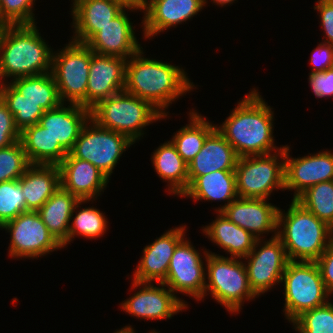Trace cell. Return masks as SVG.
I'll return each instance as SVG.
<instances>
[{
    "instance_id": "obj_1",
    "label": "cell",
    "mask_w": 333,
    "mask_h": 333,
    "mask_svg": "<svg viewBox=\"0 0 333 333\" xmlns=\"http://www.w3.org/2000/svg\"><path fill=\"white\" fill-rule=\"evenodd\" d=\"M273 108L258 90L252 89L238 102L226 120L216 129L232 145L239 157L265 155L284 148L274 146Z\"/></svg>"
},
{
    "instance_id": "obj_2",
    "label": "cell",
    "mask_w": 333,
    "mask_h": 333,
    "mask_svg": "<svg viewBox=\"0 0 333 333\" xmlns=\"http://www.w3.org/2000/svg\"><path fill=\"white\" fill-rule=\"evenodd\" d=\"M143 50L132 55L126 64L124 91L148 101L162 115L173 101L195 86L182 67L144 58Z\"/></svg>"
},
{
    "instance_id": "obj_3",
    "label": "cell",
    "mask_w": 333,
    "mask_h": 333,
    "mask_svg": "<svg viewBox=\"0 0 333 333\" xmlns=\"http://www.w3.org/2000/svg\"><path fill=\"white\" fill-rule=\"evenodd\" d=\"M36 24L9 25L0 50L1 81L51 72L53 50Z\"/></svg>"
},
{
    "instance_id": "obj_4",
    "label": "cell",
    "mask_w": 333,
    "mask_h": 333,
    "mask_svg": "<svg viewBox=\"0 0 333 333\" xmlns=\"http://www.w3.org/2000/svg\"><path fill=\"white\" fill-rule=\"evenodd\" d=\"M277 237L289 261L315 262L333 242L330 227L295 199L286 213L278 210Z\"/></svg>"
},
{
    "instance_id": "obj_5",
    "label": "cell",
    "mask_w": 333,
    "mask_h": 333,
    "mask_svg": "<svg viewBox=\"0 0 333 333\" xmlns=\"http://www.w3.org/2000/svg\"><path fill=\"white\" fill-rule=\"evenodd\" d=\"M165 117L167 115H162L148 101L124 90L90 109V118L99 126L122 133L134 143L145 134L144 127Z\"/></svg>"
},
{
    "instance_id": "obj_6",
    "label": "cell",
    "mask_w": 333,
    "mask_h": 333,
    "mask_svg": "<svg viewBox=\"0 0 333 333\" xmlns=\"http://www.w3.org/2000/svg\"><path fill=\"white\" fill-rule=\"evenodd\" d=\"M206 261V284L204 296L210 292L228 312L240 311L245 300L255 299L248 283L247 270L242 258L224 257L211 251H204ZM239 259V260H238Z\"/></svg>"
},
{
    "instance_id": "obj_7",
    "label": "cell",
    "mask_w": 333,
    "mask_h": 333,
    "mask_svg": "<svg viewBox=\"0 0 333 333\" xmlns=\"http://www.w3.org/2000/svg\"><path fill=\"white\" fill-rule=\"evenodd\" d=\"M281 283L285 296L283 311L291 323L302 313L331 301L316 262L289 261Z\"/></svg>"
},
{
    "instance_id": "obj_8",
    "label": "cell",
    "mask_w": 333,
    "mask_h": 333,
    "mask_svg": "<svg viewBox=\"0 0 333 333\" xmlns=\"http://www.w3.org/2000/svg\"><path fill=\"white\" fill-rule=\"evenodd\" d=\"M284 159L285 146L273 154L239 157L235 168L238 197L268 200L273 190L284 191Z\"/></svg>"
},
{
    "instance_id": "obj_9",
    "label": "cell",
    "mask_w": 333,
    "mask_h": 333,
    "mask_svg": "<svg viewBox=\"0 0 333 333\" xmlns=\"http://www.w3.org/2000/svg\"><path fill=\"white\" fill-rule=\"evenodd\" d=\"M91 63V49L84 43L69 41L59 52H53L51 74L62 103L86 107V92Z\"/></svg>"
},
{
    "instance_id": "obj_10",
    "label": "cell",
    "mask_w": 333,
    "mask_h": 333,
    "mask_svg": "<svg viewBox=\"0 0 333 333\" xmlns=\"http://www.w3.org/2000/svg\"><path fill=\"white\" fill-rule=\"evenodd\" d=\"M133 144L126 135L99 126L89 118L69 153L92 163L110 179L123 152Z\"/></svg>"
},
{
    "instance_id": "obj_11",
    "label": "cell",
    "mask_w": 333,
    "mask_h": 333,
    "mask_svg": "<svg viewBox=\"0 0 333 333\" xmlns=\"http://www.w3.org/2000/svg\"><path fill=\"white\" fill-rule=\"evenodd\" d=\"M10 233L11 258H38L63 246L50 233L37 211H25L5 223L1 230Z\"/></svg>"
},
{
    "instance_id": "obj_12",
    "label": "cell",
    "mask_w": 333,
    "mask_h": 333,
    "mask_svg": "<svg viewBox=\"0 0 333 333\" xmlns=\"http://www.w3.org/2000/svg\"><path fill=\"white\" fill-rule=\"evenodd\" d=\"M271 237L266 241L263 237L257 239L251 252L242 258L245 259L249 286L256 298L269 291L276 283H281L289 262L281 240L277 235Z\"/></svg>"
},
{
    "instance_id": "obj_13",
    "label": "cell",
    "mask_w": 333,
    "mask_h": 333,
    "mask_svg": "<svg viewBox=\"0 0 333 333\" xmlns=\"http://www.w3.org/2000/svg\"><path fill=\"white\" fill-rule=\"evenodd\" d=\"M184 238L175 248L170 260L166 280L163 282L174 294H188L197 301L203 299L206 267L202 255Z\"/></svg>"
},
{
    "instance_id": "obj_14",
    "label": "cell",
    "mask_w": 333,
    "mask_h": 333,
    "mask_svg": "<svg viewBox=\"0 0 333 333\" xmlns=\"http://www.w3.org/2000/svg\"><path fill=\"white\" fill-rule=\"evenodd\" d=\"M159 285L161 287L154 286L152 282L133 280L131 287L134 289L139 287V291L121 303L122 310L140 319L163 320L170 319L188 308L187 302L177 297L168 287L165 288L164 283Z\"/></svg>"
},
{
    "instance_id": "obj_15",
    "label": "cell",
    "mask_w": 333,
    "mask_h": 333,
    "mask_svg": "<svg viewBox=\"0 0 333 333\" xmlns=\"http://www.w3.org/2000/svg\"><path fill=\"white\" fill-rule=\"evenodd\" d=\"M289 156L290 147L285 145V190H294L293 199L317 183L333 180L331 151H319V153L298 158H289Z\"/></svg>"
},
{
    "instance_id": "obj_16",
    "label": "cell",
    "mask_w": 333,
    "mask_h": 333,
    "mask_svg": "<svg viewBox=\"0 0 333 333\" xmlns=\"http://www.w3.org/2000/svg\"><path fill=\"white\" fill-rule=\"evenodd\" d=\"M126 10H142L135 5H127L115 18L99 30L86 45L97 54L129 59L141 50L133 23Z\"/></svg>"
},
{
    "instance_id": "obj_17",
    "label": "cell",
    "mask_w": 333,
    "mask_h": 333,
    "mask_svg": "<svg viewBox=\"0 0 333 333\" xmlns=\"http://www.w3.org/2000/svg\"><path fill=\"white\" fill-rule=\"evenodd\" d=\"M127 60L91 50L86 108L91 109L99 101L124 90Z\"/></svg>"
},
{
    "instance_id": "obj_18",
    "label": "cell",
    "mask_w": 333,
    "mask_h": 333,
    "mask_svg": "<svg viewBox=\"0 0 333 333\" xmlns=\"http://www.w3.org/2000/svg\"><path fill=\"white\" fill-rule=\"evenodd\" d=\"M207 0H147L144 13L143 36L150 39L160 32L186 22L200 12Z\"/></svg>"
},
{
    "instance_id": "obj_19",
    "label": "cell",
    "mask_w": 333,
    "mask_h": 333,
    "mask_svg": "<svg viewBox=\"0 0 333 333\" xmlns=\"http://www.w3.org/2000/svg\"><path fill=\"white\" fill-rule=\"evenodd\" d=\"M278 210L267 199L237 197L220 212L255 238L262 239L266 232L277 235Z\"/></svg>"
},
{
    "instance_id": "obj_20",
    "label": "cell",
    "mask_w": 333,
    "mask_h": 333,
    "mask_svg": "<svg viewBox=\"0 0 333 333\" xmlns=\"http://www.w3.org/2000/svg\"><path fill=\"white\" fill-rule=\"evenodd\" d=\"M186 225H182L163 233L153 243L143 249L133 279L138 282H158L166 280L171 257L177 245L185 238Z\"/></svg>"
},
{
    "instance_id": "obj_21",
    "label": "cell",
    "mask_w": 333,
    "mask_h": 333,
    "mask_svg": "<svg viewBox=\"0 0 333 333\" xmlns=\"http://www.w3.org/2000/svg\"><path fill=\"white\" fill-rule=\"evenodd\" d=\"M60 186L79 200H95L109 183V178L92 163L68 153L58 165Z\"/></svg>"
},
{
    "instance_id": "obj_22",
    "label": "cell",
    "mask_w": 333,
    "mask_h": 333,
    "mask_svg": "<svg viewBox=\"0 0 333 333\" xmlns=\"http://www.w3.org/2000/svg\"><path fill=\"white\" fill-rule=\"evenodd\" d=\"M73 41L86 44L110 20L115 18L127 4L123 0H73Z\"/></svg>"
},
{
    "instance_id": "obj_23",
    "label": "cell",
    "mask_w": 333,
    "mask_h": 333,
    "mask_svg": "<svg viewBox=\"0 0 333 333\" xmlns=\"http://www.w3.org/2000/svg\"><path fill=\"white\" fill-rule=\"evenodd\" d=\"M90 118V109L77 104L66 107L62 103L59 107L45 111L39 124L59 141V144L69 153L80 131Z\"/></svg>"
},
{
    "instance_id": "obj_24",
    "label": "cell",
    "mask_w": 333,
    "mask_h": 333,
    "mask_svg": "<svg viewBox=\"0 0 333 333\" xmlns=\"http://www.w3.org/2000/svg\"><path fill=\"white\" fill-rule=\"evenodd\" d=\"M238 159L232 145L215 129L188 164L189 185L198 176L218 170H235Z\"/></svg>"
},
{
    "instance_id": "obj_25",
    "label": "cell",
    "mask_w": 333,
    "mask_h": 333,
    "mask_svg": "<svg viewBox=\"0 0 333 333\" xmlns=\"http://www.w3.org/2000/svg\"><path fill=\"white\" fill-rule=\"evenodd\" d=\"M26 211H38L60 186L58 165L31 164L18 179Z\"/></svg>"
},
{
    "instance_id": "obj_26",
    "label": "cell",
    "mask_w": 333,
    "mask_h": 333,
    "mask_svg": "<svg viewBox=\"0 0 333 333\" xmlns=\"http://www.w3.org/2000/svg\"><path fill=\"white\" fill-rule=\"evenodd\" d=\"M181 197L192 198L194 202L197 200L227 202L215 209L216 212L221 211L238 197L235 170H218L198 176Z\"/></svg>"
},
{
    "instance_id": "obj_27",
    "label": "cell",
    "mask_w": 333,
    "mask_h": 333,
    "mask_svg": "<svg viewBox=\"0 0 333 333\" xmlns=\"http://www.w3.org/2000/svg\"><path fill=\"white\" fill-rule=\"evenodd\" d=\"M217 216L209 225L202 227L203 233L212 243L224 249L230 257L244 258L254 248L257 238L251 233L231 222L223 213L217 211Z\"/></svg>"
},
{
    "instance_id": "obj_28",
    "label": "cell",
    "mask_w": 333,
    "mask_h": 333,
    "mask_svg": "<svg viewBox=\"0 0 333 333\" xmlns=\"http://www.w3.org/2000/svg\"><path fill=\"white\" fill-rule=\"evenodd\" d=\"M80 200L61 186L37 211L50 233L63 246L67 245V235L73 210Z\"/></svg>"
},
{
    "instance_id": "obj_29",
    "label": "cell",
    "mask_w": 333,
    "mask_h": 333,
    "mask_svg": "<svg viewBox=\"0 0 333 333\" xmlns=\"http://www.w3.org/2000/svg\"><path fill=\"white\" fill-rule=\"evenodd\" d=\"M20 142L30 164L59 165L68 154L39 123L23 129Z\"/></svg>"
},
{
    "instance_id": "obj_30",
    "label": "cell",
    "mask_w": 333,
    "mask_h": 333,
    "mask_svg": "<svg viewBox=\"0 0 333 333\" xmlns=\"http://www.w3.org/2000/svg\"><path fill=\"white\" fill-rule=\"evenodd\" d=\"M151 159L158 176L168 182L169 193L181 197L189 187L188 164L176 147L167 141L154 150Z\"/></svg>"
},
{
    "instance_id": "obj_31",
    "label": "cell",
    "mask_w": 333,
    "mask_h": 333,
    "mask_svg": "<svg viewBox=\"0 0 333 333\" xmlns=\"http://www.w3.org/2000/svg\"><path fill=\"white\" fill-rule=\"evenodd\" d=\"M189 124L180 128L170 140L182 159L189 164L201 150L206 138L216 129V125L192 110ZM205 118V119H204Z\"/></svg>"
},
{
    "instance_id": "obj_32",
    "label": "cell",
    "mask_w": 333,
    "mask_h": 333,
    "mask_svg": "<svg viewBox=\"0 0 333 333\" xmlns=\"http://www.w3.org/2000/svg\"><path fill=\"white\" fill-rule=\"evenodd\" d=\"M10 84L24 96L26 101L39 103L45 111L55 109L62 104L51 72L15 78Z\"/></svg>"
},
{
    "instance_id": "obj_33",
    "label": "cell",
    "mask_w": 333,
    "mask_h": 333,
    "mask_svg": "<svg viewBox=\"0 0 333 333\" xmlns=\"http://www.w3.org/2000/svg\"><path fill=\"white\" fill-rule=\"evenodd\" d=\"M85 202H90V200H80L74 207L73 213L75 212L76 215L75 217H71V220H73L69 225L67 244L79 235L86 239H97L103 236L108 229L107 218H105L104 214L99 209L91 206L80 208V211L77 210L79 209L78 207H81L79 205Z\"/></svg>"
},
{
    "instance_id": "obj_34",
    "label": "cell",
    "mask_w": 333,
    "mask_h": 333,
    "mask_svg": "<svg viewBox=\"0 0 333 333\" xmlns=\"http://www.w3.org/2000/svg\"><path fill=\"white\" fill-rule=\"evenodd\" d=\"M2 101L14 115L15 125L20 132L26 127L39 123L45 112L39 103L26 101L24 96L9 82L4 84Z\"/></svg>"
},
{
    "instance_id": "obj_35",
    "label": "cell",
    "mask_w": 333,
    "mask_h": 333,
    "mask_svg": "<svg viewBox=\"0 0 333 333\" xmlns=\"http://www.w3.org/2000/svg\"><path fill=\"white\" fill-rule=\"evenodd\" d=\"M295 200L329 227L333 224V180L307 188Z\"/></svg>"
},
{
    "instance_id": "obj_36",
    "label": "cell",
    "mask_w": 333,
    "mask_h": 333,
    "mask_svg": "<svg viewBox=\"0 0 333 333\" xmlns=\"http://www.w3.org/2000/svg\"><path fill=\"white\" fill-rule=\"evenodd\" d=\"M299 333H333V303L302 313L292 322Z\"/></svg>"
},
{
    "instance_id": "obj_37",
    "label": "cell",
    "mask_w": 333,
    "mask_h": 333,
    "mask_svg": "<svg viewBox=\"0 0 333 333\" xmlns=\"http://www.w3.org/2000/svg\"><path fill=\"white\" fill-rule=\"evenodd\" d=\"M30 165L20 140L0 148V183L18 180Z\"/></svg>"
},
{
    "instance_id": "obj_38",
    "label": "cell",
    "mask_w": 333,
    "mask_h": 333,
    "mask_svg": "<svg viewBox=\"0 0 333 333\" xmlns=\"http://www.w3.org/2000/svg\"><path fill=\"white\" fill-rule=\"evenodd\" d=\"M26 211L25 197L19 180L0 183V227Z\"/></svg>"
},
{
    "instance_id": "obj_39",
    "label": "cell",
    "mask_w": 333,
    "mask_h": 333,
    "mask_svg": "<svg viewBox=\"0 0 333 333\" xmlns=\"http://www.w3.org/2000/svg\"><path fill=\"white\" fill-rule=\"evenodd\" d=\"M33 1L36 0H0V20L10 25L35 24Z\"/></svg>"
},
{
    "instance_id": "obj_40",
    "label": "cell",
    "mask_w": 333,
    "mask_h": 333,
    "mask_svg": "<svg viewBox=\"0 0 333 333\" xmlns=\"http://www.w3.org/2000/svg\"><path fill=\"white\" fill-rule=\"evenodd\" d=\"M20 140V131L15 125L14 115L3 101L0 102V148Z\"/></svg>"
},
{
    "instance_id": "obj_41",
    "label": "cell",
    "mask_w": 333,
    "mask_h": 333,
    "mask_svg": "<svg viewBox=\"0 0 333 333\" xmlns=\"http://www.w3.org/2000/svg\"><path fill=\"white\" fill-rule=\"evenodd\" d=\"M310 57V64L313 66L309 74L320 73L333 68V45L321 42L313 50Z\"/></svg>"
},
{
    "instance_id": "obj_42",
    "label": "cell",
    "mask_w": 333,
    "mask_h": 333,
    "mask_svg": "<svg viewBox=\"0 0 333 333\" xmlns=\"http://www.w3.org/2000/svg\"><path fill=\"white\" fill-rule=\"evenodd\" d=\"M309 84L317 99L333 97V68L310 74Z\"/></svg>"
},
{
    "instance_id": "obj_43",
    "label": "cell",
    "mask_w": 333,
    "mask_h": 333,
    "mask_svg": "<svg viewBox=\"0 0 333 333\" xmlns=\"http://www.w3.org/2000/svg\"><path fill=\"white\" fill-rule=\"evenodd\" d=\"M315 262L319 267L326 290L333 294V242Z\"/></svg>"
},
{
    "instance_id": "obj_44",
    "label": "cell",
    "mask_w": 333,
    "mask_h": 333,
    "mask_svg": "<svg viewBox=\"0 0 333 333\" xmlns=\"http://www.w3.org/2000/svg\"><path fill=\"white\" fill-rule=\"evenodd\" d=\"M314 10L319 12L321 26L324 30V42L333 45V4L328 0H317Z\"/></svg>"
},
{
    "instance_id": "obj_45",
    "label": "cell",
    "mask_w": 333,
    "mask_h": 333,
    "mask_svg": "<svg viewBox=\"0 0 333 333\" xmlns=\"http://www.w3.org/2000/svg\"><path fill=\"white\" fill-rule=\"evenodd\" d=\"M9 25H10L9 23L0 20V50H1L3 37L5 35L6 30L8 29Z\"/></svg>"
},
{
    "instance_id": "obj_46",
    "label": "cell",
    "mask_w": 333,
    "mask_h": 333,
    "mask_svg": "<svg viewBox=\"0 0 333 333\" xmlns=\"http://www.w3.org/2000/svg\"><path fill=\"white\" fill-rule=\"evenodd\" d=\"M127 5H135L140 8L143 7V0H123Z\"/></svg>"
},
{
    "instance_id": "obj_47",
    "label": "cell",
    "mask_w": 333,
    "mask_h": 333,
    "mask_svg": "<svg viewBox=\"0 0 333 333\" xmlns=\"http://www.w3.org/2000/svg\"><path fill=\"white\" fill-rule=\"evenodd\" d=\"M114 333H135L132 326H124V328L119 329V331H116Z\"/></svg>"
},
{
    "instance_id": "obj_48",
    "label": "cell",
    "mask_w": 333,
    "mask_h": 333,
    "mask_svg": "<svg viewBox=\"0 0 333 333\" xmlns=\"http://www.w3.org/2000/svg\"><path fill=\"white\" fill-rule=\"evenodd\" d=\"M236 0H212L211 2L216 3V5L224 6L226 4H232Z\"/></svg>"
},
{
    "instance_id": "obj_49",
    "label": "cell",
    "mask_w": 333,
    "mask_h": 333,
    "mask_svg": "<svg viewBox=\"0 0 333 333\" xmlns=\"http://www.w3.org/2000/svg\"><path fill=\"white\" fill-rule=\"evenodd\" d=\"M4 81L0 80V102L2 101V93H3V87H4Z\"/></svg>"
},
{
    "instance_id": "obj_50",
    "label": "cell",
    "mask_w": 333,
    "mask_h": 333,
    "mask_svg": "<svg viewBox=\"0 0 333 333\" xmlns=\"http://www.w3.org/2000/svg\"><path fill=\"white\" fill-rule=\"evenodd\" d=\"M330 231H331V234H332V237H333V224L330 226Z\"/></svg>"
},
{
    "instance_id": "obj_51",
    "label": "cell",
    "mask_w": 333,
    "mask_h": 333,
    "mask_svg": "<svg viewBox=\"0 0 333 333\" xmlns=\"http://www.w3.org/2000/svg\"><path fill=\"white\" fill-rule=\"evenodd\" d=\"M149 333H159V332H156L155 330H152Z\"/></svg>"
},
{
    "instance_id": "obj_52",
    "label": "cell",
    "mask_w": 333,
    "mask_h": 333,
    "mask_svg": "<svg viewBox=\"0 0 333 333\" xmlns=\"http://www.w3.org/2000/svg\"><path fill=\"white\" fill-rule=\"evenodd\" d=\"M147 0H143V6L146 4Z\"/></svg>"
}]
</instances>
